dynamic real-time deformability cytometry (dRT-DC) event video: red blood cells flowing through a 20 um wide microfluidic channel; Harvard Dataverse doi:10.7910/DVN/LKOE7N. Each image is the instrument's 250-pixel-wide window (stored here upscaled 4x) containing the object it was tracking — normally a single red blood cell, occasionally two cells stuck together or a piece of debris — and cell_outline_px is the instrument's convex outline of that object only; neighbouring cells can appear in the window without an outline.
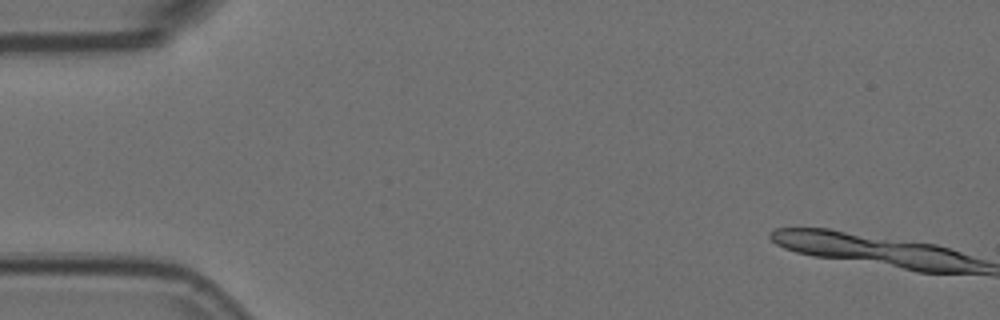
{"species": "Egyptian fruit bat (a non-hibernating species)", "species_latin": "Rousettus aegyptiacus", "temperature_condition": "room temperature", "stored_images_in_passage": 57, "camera_frame_rate_fps": 3000, "um_per_image_px": 0.085, "animal": {"sex": "female"}, "frame": {"image": 1, "passage_image": 1, "time_ms": 0.0, "image_size_px": [1000, 320], "cell_outline_px": [[984, 272], [928, 272], [912, 268], [900, 264], [908, 244], [924, 244], [944, 248], [956, 252], [964, 256]], "centroid_in_image_um": [79.6, 22.08], "position_along_channel_um": 5.4, "area_um2": 11.39}}
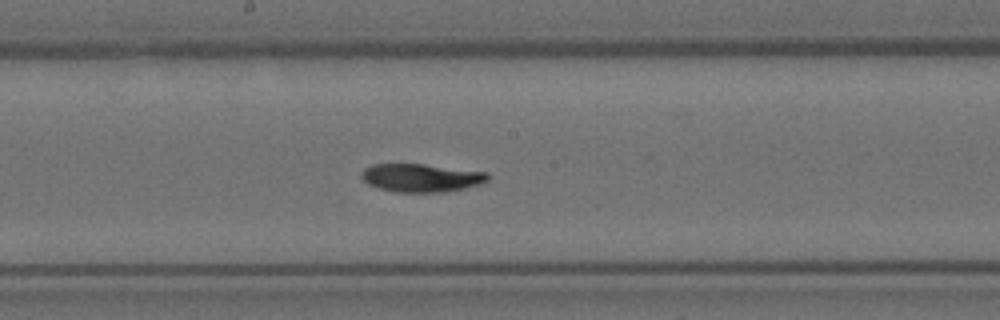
{"frame": {"image": 2, "passage_image": 31, "time_ms": 10.0, "image_size_px": [1000, 320], "cell_outline_px": [[484, 176], [476, 180], [464, 184], [444, 188], [404, 188], [384, 184], [372, 180], [368, 176], [368, 172], [380, 168], [396, 164], [404, 164]], "centroid_in_image_um": [35.68, 15.05], "position_along_channel_um": 212.5, "area_um2": 13.41}}
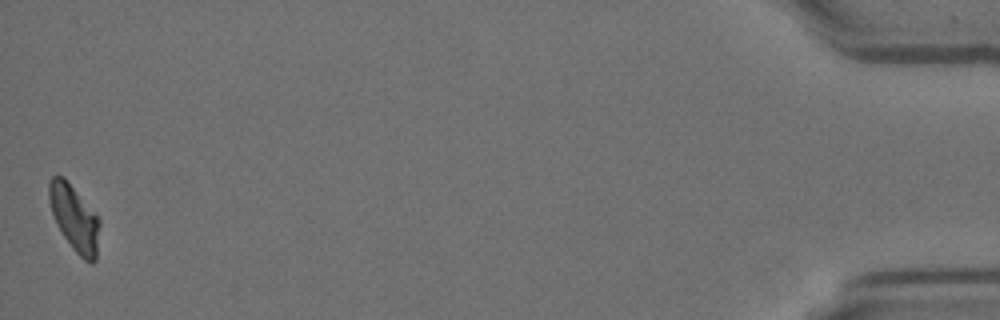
{"frame": {"image": 3, "passage_image": 57, "time_ms": 18.667, "image_size_px": [1000, 320], "cell_outline_px": [[96, 224], [92, 260], [84, 256], [80, 252], [64, 232], [56, 216], [52, 204], [52, 188], [56, 176], [60, 176], [68, 184], [96, 220]], "centroid_in_image_um": [6.28, 18.47], "position_along_channel_um": 428.9, "area_um2": 14.62}}